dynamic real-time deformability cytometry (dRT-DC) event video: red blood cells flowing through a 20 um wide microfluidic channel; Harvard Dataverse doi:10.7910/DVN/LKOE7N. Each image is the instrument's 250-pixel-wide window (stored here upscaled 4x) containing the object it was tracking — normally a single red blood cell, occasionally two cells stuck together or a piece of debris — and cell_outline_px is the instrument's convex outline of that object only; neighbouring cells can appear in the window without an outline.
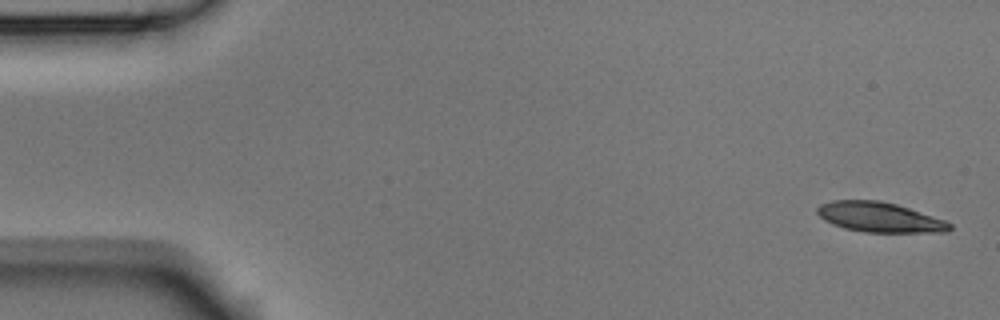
{"species": "Egyptian fruit bat (a non-hibernating species)", "species_latin": "Rousettus aegyptiacus", "temperature_condition": "room temperature", "stored_images_in_passage": 5, "camera_frame_rate_fps": 3000, "um_per_image_px": 0.085, "animal": {"sex": "male"}, "frame": {"image": 1, "passage_image": 1, "time_ms": 0.0, "image_size_px": [1000, 320], "cell_outline_px": [[952, 228], [948, 232], [864, 232], [844, 228], [832, 224], [824, 220], [816, 212], [816, 208], [820, 204], [832, 200], [880, 200], [896, 204], [944, 220], [952, 224]], "centroid_in_image_um": [74.73, 18.46], "position_along_channel_um": 10.3, "area_um2": 23.06}}
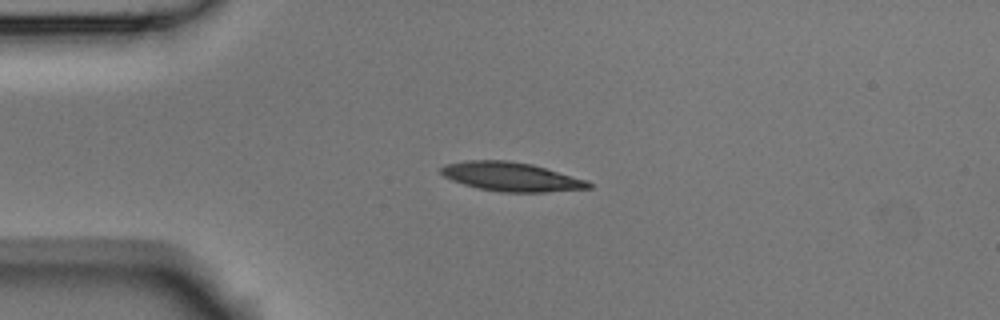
{"frame": {"image": 2, "passage_image": 4, "time_ms": 1.0, "image_size_px": [1000, 320], "cell_outline_px": [[592, 188], [544, 192], [500, 192], [480, 188], [464, 184], [452, 180], [444, 176], [440, 172], [440, 168], [444, 164], [468, 160], [508, 160], [532, 164], [588, 180], [592, 184]], "centroid_in_image_um": [43.46, 15.01], "position_along_channel_um": 41.5, "area_um2": 24.91}}